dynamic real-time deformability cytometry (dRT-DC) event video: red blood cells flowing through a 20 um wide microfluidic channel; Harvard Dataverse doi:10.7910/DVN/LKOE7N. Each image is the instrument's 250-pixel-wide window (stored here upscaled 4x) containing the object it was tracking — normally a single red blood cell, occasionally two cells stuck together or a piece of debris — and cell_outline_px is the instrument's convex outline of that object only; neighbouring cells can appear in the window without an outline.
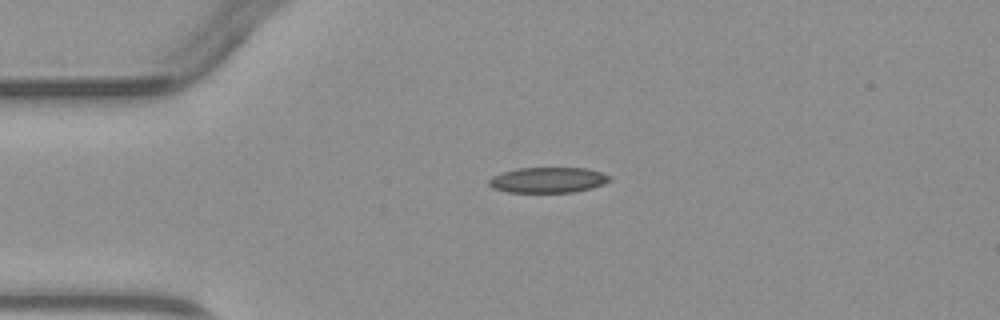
{"species": "common noctule bat (a hibernating species)", "species_latin": "Nyctalus noctula", "temperature_condition": "warm", "stored_images_in_passage": 2, "camera_frame_rate_fps": 3000, "um_per_image_px": 0.085, "animal": {"sex": "male", "body_mass_g": 23.1, "forearm_length_mm": 52.7}, "frame": {"image": 1, "passage_image": 1, "time_ms": 0.0, "image_size_px": [1000, 320], "cell_outline_px": [[612, 176], [604, 184], [592, 188], [572, 192], [508, 192], [492, 188], [488, 184], [488, 180], [492, 176], [516, 168], [588, 168]], "centroid_in_image_um": [46.57, 15.3], "position_along_channel_um": 38.4, "area_um2": 17.92}}